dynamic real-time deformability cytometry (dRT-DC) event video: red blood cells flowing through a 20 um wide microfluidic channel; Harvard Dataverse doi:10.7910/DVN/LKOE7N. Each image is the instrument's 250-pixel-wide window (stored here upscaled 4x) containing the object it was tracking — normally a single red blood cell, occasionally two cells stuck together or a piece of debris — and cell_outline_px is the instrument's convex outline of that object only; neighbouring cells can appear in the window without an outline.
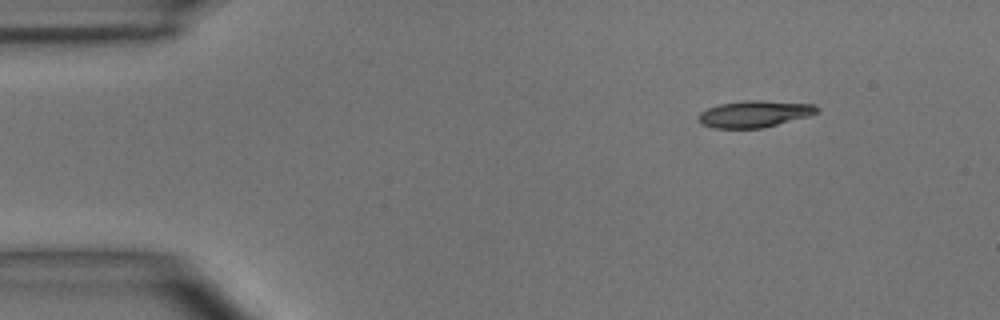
{"species": "common noctule bat (a hibernating species)", "species_latin": "Nyctalus noctula", "temperature_condition": "room temperature", "stored_images_in_passage": 44, "camera_frame_rate_fps": 3000, "um_per_image_px": 0.085, "animal": {"sex": "male", "body_mass_g": 15.6}, "frame": {"image": 1, "passage_image": 1, "time_ms": 0.0, "image_size_px": [1000, 320], "cell_outline_px": [[820, 112], [808, 116], [764, 128], [712, 128], [704, 124], [696, 116], [700, 112], [708, 108], [720, 104], [744, 100], [760, 100], [816, 104], [820, 108]], "centroid_in_image_um": [64.18, 9.67], "position_along_channel_um": 20.8, "area_um2": 18.55}}
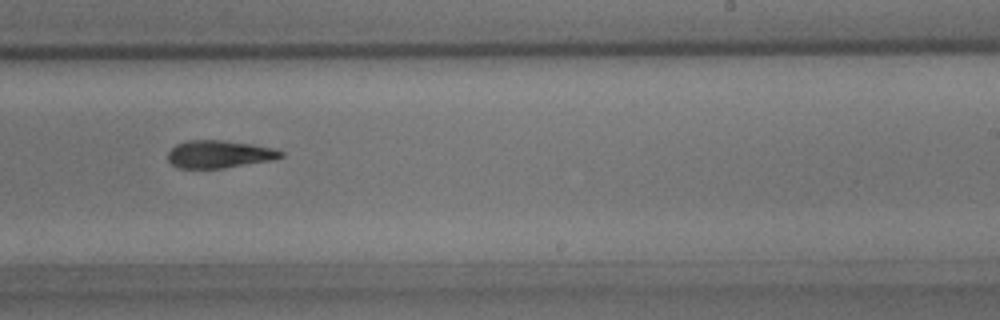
{"frame": {"image": 2, "passage_image": 25, "time_ms": 8.0, "image_size_px": [1000, 320], "cell_outline_px": [[284, 156], [272, 160], [224, 168], [176, 168], [168, 160], [168, 152], [176, 144], [188, 140], [220, 140], [252, 144], [276, 148], [284, 152]], "centroid_in_image_um": [18.65, 13.1], "position_along_channel_um": 270.4, "area_um2": 18.26}}
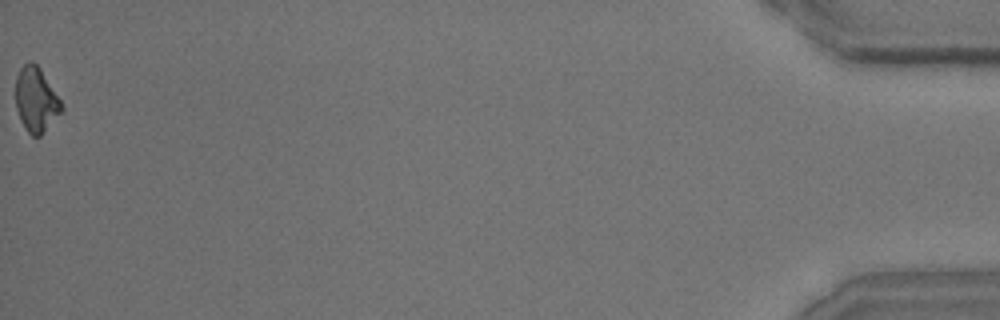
{"frame": {"image": 3, "passage_image": 44, "time_ms": 14.333, "image_size_px": [1000, 320], "cell_outline_px": [[64, 108], [44, 132], [40, 136], [32, 136], [24, 128], [20, 120], [16, 108], [16, 76], [20, 68], [28, 60], [32, 60], [40, 68], [60, 100]], "centroid_in_image_um": [3.04, 8.47], "position_along_channel_um": 432.2, "area_um2": 17.22}, "authors_computed_cell_mechanics": {"area_um2": 18.6116, "velocity_mm_per_s": 4.0781, "shape_relaxation_time_tau1_ms": 5.2363, "shape_relaxation_time_tau2_ms": 7.3025, "deformation_change_tau1": 0.1631, "deformation_change_tau2": 0.1794}}